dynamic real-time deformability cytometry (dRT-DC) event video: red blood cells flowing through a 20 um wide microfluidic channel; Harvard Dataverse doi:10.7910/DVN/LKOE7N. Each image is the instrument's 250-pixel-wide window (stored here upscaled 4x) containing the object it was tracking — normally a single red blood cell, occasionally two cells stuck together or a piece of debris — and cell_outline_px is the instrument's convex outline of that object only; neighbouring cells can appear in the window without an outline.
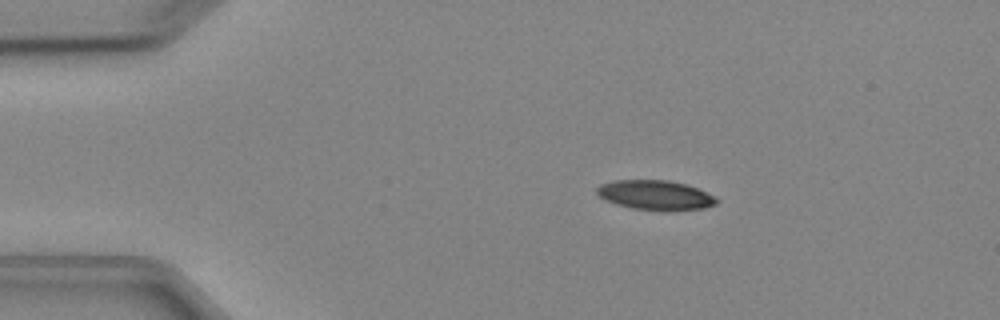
{"species": "Egyptian fruit bat (a non-hibernating species)", "species_latin": "Rousettus aegyptiacus", "temperature_condition": "cold", "stored_images_in_passage": 6, "camera_frame_rate_fps": 3000, "um_per_image_px": 0.085, "animal": {"sex": "female"}, "frame": {"image": 1, "passage_image": 1, "time_ms": 0.0, "image_size_px": [1000, 320], "cell_outline_px": [[720, 200], [716, 204], [704, 208], [632, 208], [616, 204], [604, 200], [596, 192], [596, 188], [600, 184], [612, 180], [668, 180], [688, 184], [716, 196]], "centroid_in_image_um": [55.68, 16.53], "position_along_channel_um": 29.3, "area_um2": 20.11}}
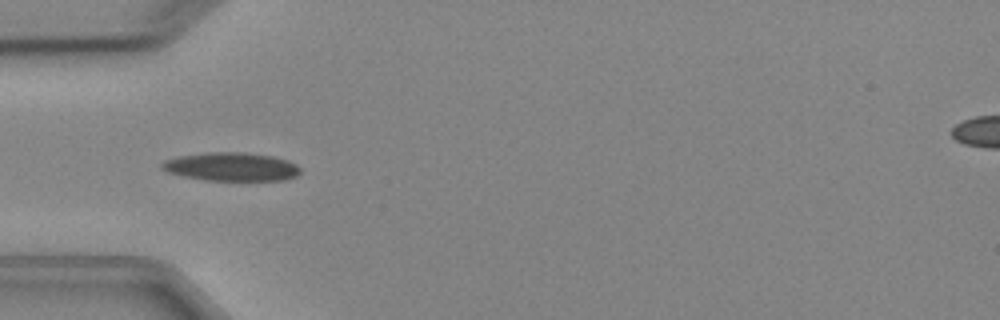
{"frame": {"image": 2, "passage_image": 3, "time_ms": 2.333, "image_size_px": [1000, 320], "cell_outline_px": [[300, 172], [296, 176], [284, 180], [204, 180], [184, 176], [168, 172], [160, 168], [160, 164], [164, 160], [180, 156], [212, 152], [244, 152], [272, 156], [288, 160], [296, 164], [300, 168]], "centroid_in_image_um": [19.67, 14.17], "position_along_channel_um": 65.3, "area_um2": 22.89}}
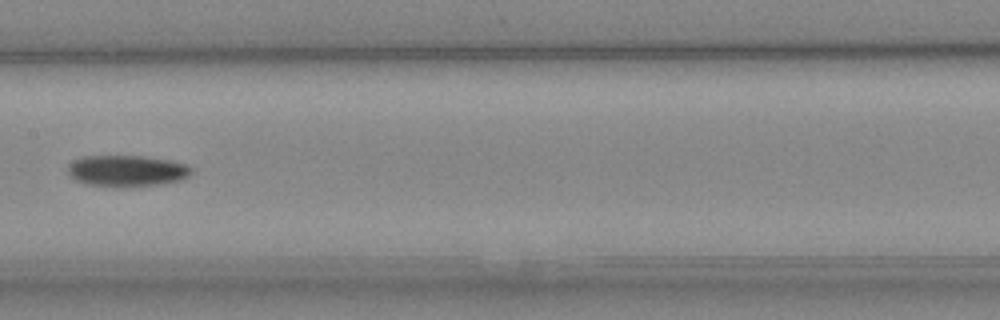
{"frame": {"image": 3, "passage_image": 6, "time_ms": 5.667, "image_size_px": [1000, 320], "cell_outline_px": [[192, 172], [188, 176], [180, 180], [164, 184], [116, 188], [112, 188], [84, 184], [76, 180], [68, 172], [68, 168], [76, 160], [84, 156], [144, 156], [172, 160], [184, 164], [192, 168]], "centroid_in_image_um": [10.81, 14.54], "position_along_channel_um": 196.6, "area_um2": 22.77}}